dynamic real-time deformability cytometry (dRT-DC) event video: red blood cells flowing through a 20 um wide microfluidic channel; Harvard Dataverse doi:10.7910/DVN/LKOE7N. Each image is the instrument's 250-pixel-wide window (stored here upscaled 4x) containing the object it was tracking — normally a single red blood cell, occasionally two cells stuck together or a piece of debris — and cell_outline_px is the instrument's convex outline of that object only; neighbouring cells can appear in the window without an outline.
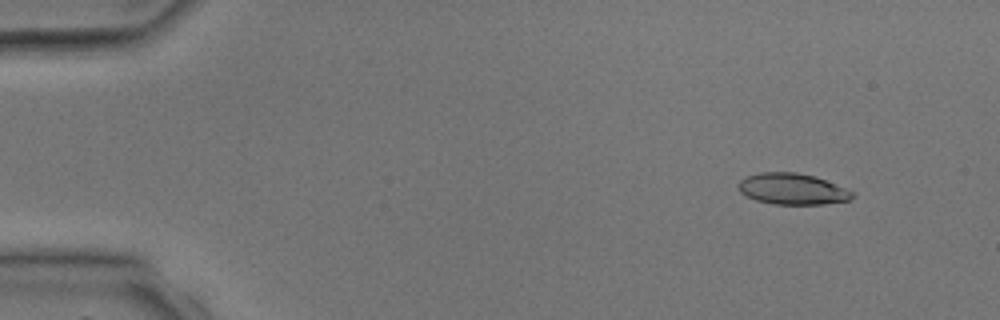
{"species": "common noctule bat (a hibernating species)", "species_latin": "Nyctalus noctula", "temperature_condition": "room temperature", "stored_images_in_passage": 3, "camera_frame_rate_fps": 3000, "um_per_image_px": 0.085, "animal": {"sex": "male", "body_mass_g": 17.9, "forearm_length_mm": 54.2}, "frame": {"image": 1, "passage_image": 1, "time_ms": 0.0, "image_size_px": [1000, 320], "cell_outline_px": [[856, 196], [852, 200], [824, 204], [772, 204], [756, 200], [740, 192], [736, 184], [740, 180], [748, 176], [760, 172], [796, 172], [812, 176], [824, 180], [856, 192]], "centroid_in_image_um": [67.37, 16.07], "position_along_channel_um": 17.6, "area_um2": 20.75}}